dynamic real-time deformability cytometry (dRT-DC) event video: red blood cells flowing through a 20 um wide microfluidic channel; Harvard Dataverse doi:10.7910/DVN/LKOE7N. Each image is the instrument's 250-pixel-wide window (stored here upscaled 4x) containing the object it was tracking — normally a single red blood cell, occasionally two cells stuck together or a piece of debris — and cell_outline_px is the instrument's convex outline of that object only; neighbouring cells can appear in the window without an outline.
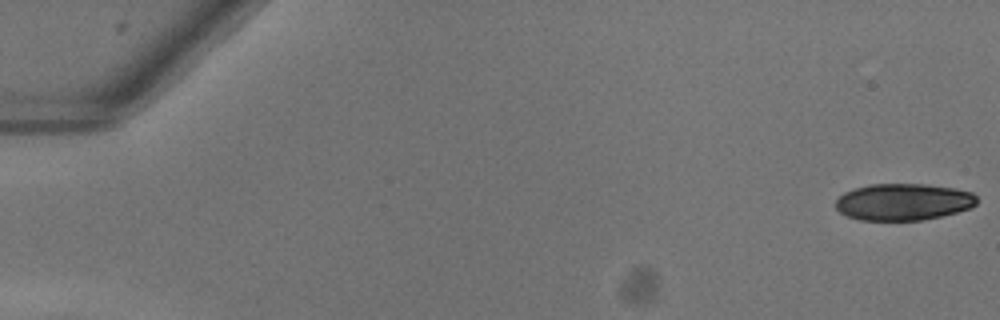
{"species": "common noctule bat (a hibernating species)", "species_latin": "Nyctalus noctula", "temperature_condition": "warm", "stored_images_in_passage": 11, "camera_frame_rate_fps": 3000, "um_per_image_px": 0.085, "animal": {"sex": "female"}, "frame": {"image": 1, "passage_image": 1, "time_ms": 0.0, "image_size_px": [1000, 320], "cell_outline_px": [[976, 204], [972, 208], [924, 220], [860, 220], [848, 216], [840, 212], [836, 208], [836, 200], [844, 192], [856, 188], [872, 184], [924, 184], [956, 188], [972, 192], [976, 196]], "centroid_in_image_um": [76.8, 17.16], "position_along_channel_um": 8.2, "area_um2": 30.23}}